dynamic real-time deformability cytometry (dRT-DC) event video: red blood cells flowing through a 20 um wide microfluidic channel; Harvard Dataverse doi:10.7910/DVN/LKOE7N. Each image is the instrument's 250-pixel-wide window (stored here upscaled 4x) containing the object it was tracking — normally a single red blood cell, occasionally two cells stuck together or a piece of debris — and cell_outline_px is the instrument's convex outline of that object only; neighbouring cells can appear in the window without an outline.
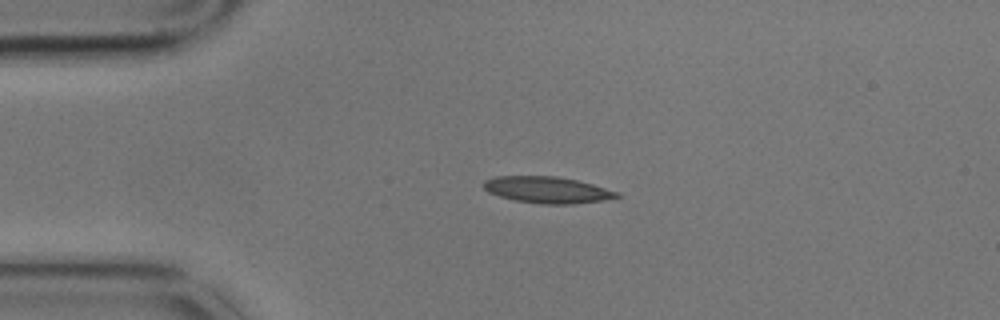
{"species": "common noctule bat (a hibernating species)", "species_latin": "Nyctalus noctula", "temperature_condition": "cold", "stored_images_in_passage": 3, "camera_frame_rate_fps": 3000, "um_per_image_px": 0.085, "animal": {"sex": "male", "body_mass_g": 17.9}, "frame": {"image": 1, "passage_image": 1, "time_ms": 0.0, "image_size_px": [1000, 320], "cell_outline_px": [[620, 196], [604, 200], [572, 204], [544, 204], [516, 200], [500, 196], [488, 192], [484, 188], [484, 180], [496, 176], [556, 176], [576, 180], [592, 184], [620, 192]], "centroid_in_image_um": [46.53, 16.13], "position_along_channel_um": 38.5, "area_um2": 20.4}}